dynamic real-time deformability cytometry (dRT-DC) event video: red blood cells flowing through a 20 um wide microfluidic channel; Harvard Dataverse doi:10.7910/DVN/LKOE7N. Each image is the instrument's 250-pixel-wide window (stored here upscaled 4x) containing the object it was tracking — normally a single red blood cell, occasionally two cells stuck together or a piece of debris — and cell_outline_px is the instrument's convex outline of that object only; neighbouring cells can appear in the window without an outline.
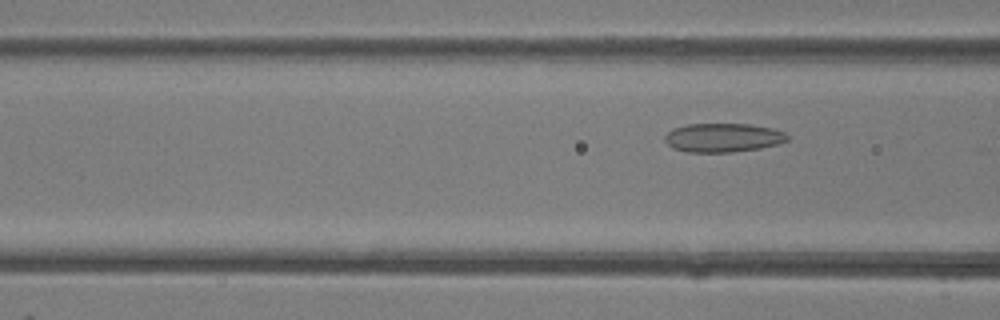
{"species": "common noctule bat (a hibernating species)", "species_latin": "Nyctalus noctula", "temperature_condition": "room temperature", "stored_images_in_passage": 3, "camera_frame_rate_fps": 3000, "um_per_image_px": 0.085, "animal": {"sex": "female"}, "frame": {"image": 1, "passage_image": 3, "time_ms": 2.333, "image_size_px": [1000, 320], "cell_outline_px": [[788, 140], [780, 144], [760, 148], [732, 152], [688, 152], [672, 148], [664, 140], [664, 136], [672, 128], [688, 124], [748, 124], [772, 128], [784, 132], [788, 136]], "centroid_in_image_um": [61.45, 11.7], "position_along_channel_um": 105.2, "area_um2": 20.69}}